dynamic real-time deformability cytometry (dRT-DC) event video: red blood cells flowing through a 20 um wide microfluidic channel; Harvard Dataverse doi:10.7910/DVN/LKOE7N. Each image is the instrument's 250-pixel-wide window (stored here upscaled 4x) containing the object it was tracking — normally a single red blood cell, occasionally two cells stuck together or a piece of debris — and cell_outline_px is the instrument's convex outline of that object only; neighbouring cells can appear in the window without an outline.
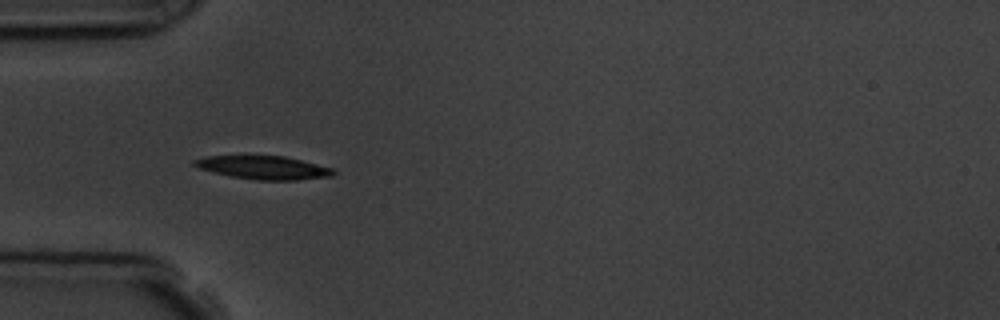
{"species": "common noctule bat (a hibernating species)", "species_latin": "Nyctalus noctula", "temperature_condition": "room temperature", "stored_images_in_passage": 6, "camera_frame_rate_fps": 3000, "um_per_image_px": 0.085, "animal": {"sex": "male", "body_mass_g": 19.5, "forearm_length_mm": 54.6}, "frame": {"image": 1, "passage_image": 4, "time_ms": 4.0, "image_size_px": [1000, 320], "cell_outline_px": [[336, 172], [332, 176], [296, 180], [256, 180], [232, 176], [212, 172], [200, 168], [192, 164], [192, 160], [208, 156], [284, 156], [332, 168]], "centroid_in_image_um": [22.39, 14.25], "position_along_channel_um": 62.6, "area_um2": 18.67}}